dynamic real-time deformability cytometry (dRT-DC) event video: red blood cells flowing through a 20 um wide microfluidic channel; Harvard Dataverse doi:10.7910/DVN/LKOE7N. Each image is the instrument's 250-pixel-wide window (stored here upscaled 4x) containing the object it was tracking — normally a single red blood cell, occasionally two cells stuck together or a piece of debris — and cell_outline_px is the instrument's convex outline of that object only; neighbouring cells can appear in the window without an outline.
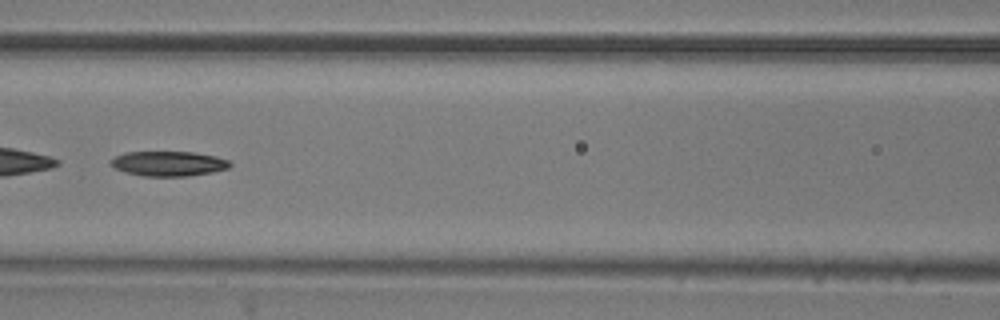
{"species": "common noctule bat (a hibernating species)", "species_latin": "Nyctalus noctula", "temperature_condition": "room temperature", "stored_images_in_passage": 39, "camera_frame_rate_fps": 3000, "um_per_image_px": 0.085, "animal": {"sex": "male", "body_mass_g": 20.5, "forearm_length_mm": 52.5}, "frame": {"image": 1, "passage_image": 17, "time_ms": 5.333, "image_size_px": [1000, 320], "cell_outline_px": [[232, 164], [228, 168], [212, 172], [188, 176], [144, 176], [124, 172], [108, 164], [108, 160], [124, 152], [196, 152], [216, 156], [228, 160]], "centroid_in_image_um": [14.29, 13.9], "position_along_channel_um": 152.3, "area_um2": 17.4}, "authors_computed_cell_mechanics": {"area_um2": 17.9758, "velocity_mm_per_s": 3.7912, "shape_relaxation_time_tau1_ms": 5.1457, "shape_relaxation_time_tau2_ms": null, "deformation_change_tau1": 0.1321, "deformation_change_tau2": null}}